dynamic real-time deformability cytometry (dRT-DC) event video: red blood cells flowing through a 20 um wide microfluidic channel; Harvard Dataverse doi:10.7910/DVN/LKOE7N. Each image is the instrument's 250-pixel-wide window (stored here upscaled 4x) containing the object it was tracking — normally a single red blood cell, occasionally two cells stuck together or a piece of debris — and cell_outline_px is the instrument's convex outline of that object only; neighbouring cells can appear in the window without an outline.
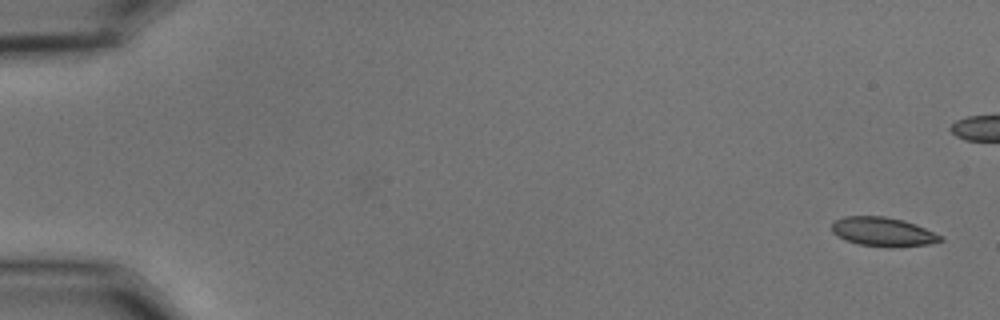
{"species": "common noctule bat (a hibernating species)", "species_latin": "Nyctalus noctula", "temperature_condition": "cold", "stored_images_in_passage": 53, "camera_frame_rate_fps": 3000, "um_per_image_px": 0.085, "animal": {"sex": "male", "body_mass_g": 15.6}, "frame": {"image": 1, "passage_image": 1, "time_ms": 0.0, "image_size_px": [1000, 320], "cell_outline_px": [[944, 240], [928, 244], [892, 248], [888, 248], [860, 244], [844, 240], [832, 232], [832, 220], [844, 216], [884, 216], [904, 220], [916, 224], [944, 236]], "centroid_in_image_um": [75.06, 19.7], "position_along_channel_um": 9.9, "area_um2": 18.73}}
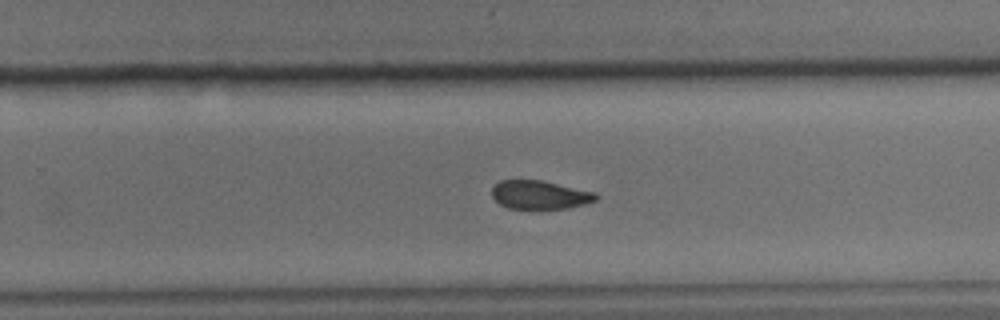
{"frame": {"image": 2, "passage_image": 36, "time_ms": 11.667, "image_size_px": [1000, 320], "cell_outline_px": [[600, 196], [596, 200], [584, 204], [568, 208], [544, 212], [540, 212], [508, 208], [500, 204], [492, 196], [492, 188], [500, 180], [540, 180], [596, 192]], "centroid_in_image_um": [45.9, 16.62], "position_along_channel_um": 283.9, "area_um2": 18.09}}
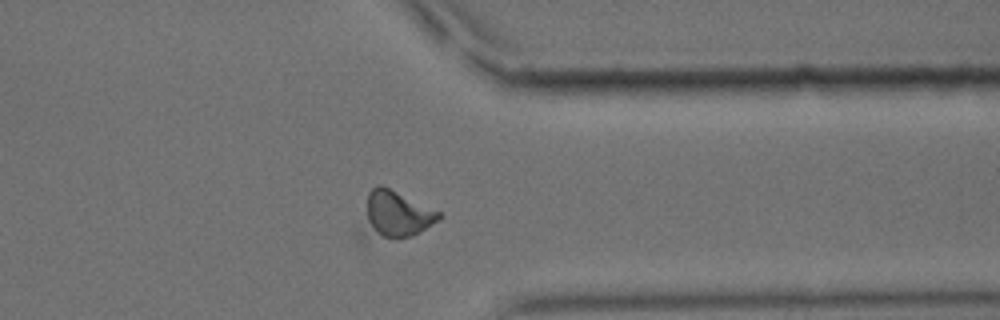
{"frame": {"image": 3, "passage_image": 44, "time_ms": 14.333, "image_size_px": [1000, 320], "cell_outline_px": [[444, 216], [440, 220], [420, 232], [412, 236], [364, 244], [356, 244], [356, 228], [368, 192], [376, 184], [380, 184], [440, 212]], "centroid_in_image_um": [33.35, 18.41], "position_along_channel_um": 378.0, "area_um2": 23.41}, "authors_computed_cell_mechanics": {"area_um2": 18.9006, "velocity_mm_per_s": 3.6074, "shape_relaxation_time_tau1_ms": null, "shape_relaxation_time_tau2_ms": 3.2013, "deformation_change_tau1": null, "deformation_change_tau2": 0.0813}}